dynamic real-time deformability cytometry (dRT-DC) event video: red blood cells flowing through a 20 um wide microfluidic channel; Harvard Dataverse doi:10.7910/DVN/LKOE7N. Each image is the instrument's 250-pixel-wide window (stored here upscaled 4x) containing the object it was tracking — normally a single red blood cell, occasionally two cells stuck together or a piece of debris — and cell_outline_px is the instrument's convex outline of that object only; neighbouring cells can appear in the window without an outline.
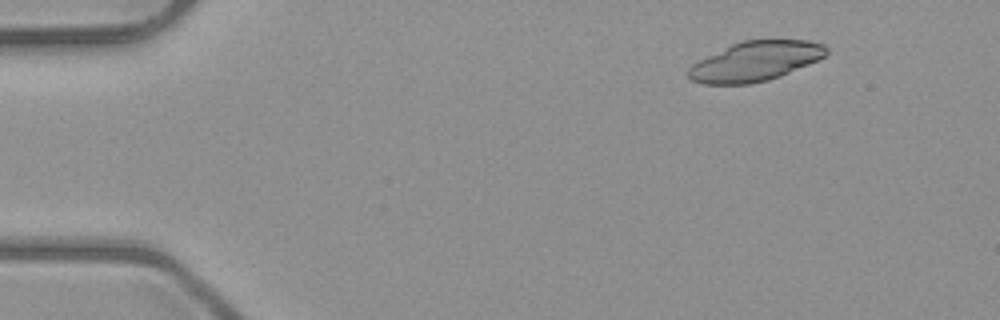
{"species": "common noctule bat (a hibernating species)", "species_latin": "Nyctalus noctula", "temperature_condition": "room temperature", "stored_images_in_passage": 6, "camera_frame_rate_fps": 3000, "um_per_image_px": 0.085, "animal": {"sex": "male", "body_mass_g": 23.1, "forearm_length_mm": 52.7}, "frame": {"image": 1, "passage_image": 1, "time_ms": 0.0, "image_size_px": [1000, 320], "cell_outline_px": [[828, 52], [824, 56], [808, 64], [780, 76], [768, 80], [748, 84], [704, 84], [692, 80], [688, 76], [688, 68], [692, 64], [732, 44], [744, 40], [808, 40], [824, 44], [828, 48]], "centroid_in_image_um": [64.21, 5.21], "position_along_channel_um": 20.8, "area_um2": 31.5}}
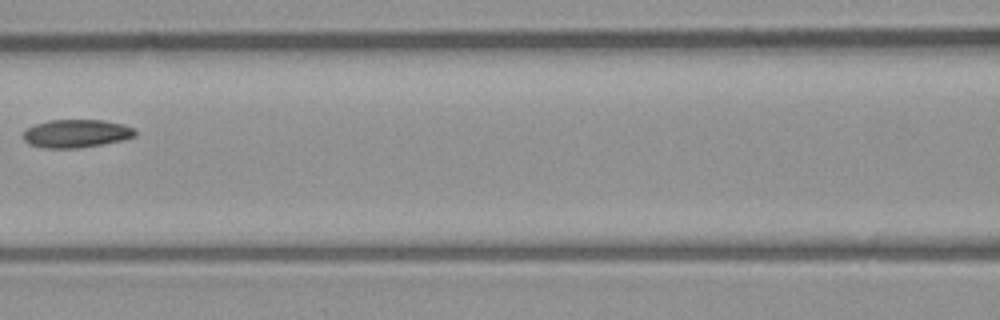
{"frame": {"image": 2, "passage_image": 6, "time_ms": 6.0, "image_size_px": [1000, 320], "cell_outline_px": [[136, 136], [124, 140], [104, 144], [76, 148], [44, 148], [28, 144], [24, 140], [24, 132], [28, 128], [36, 124], [48, 120], [104, 120], [124, 124], [136, 128]], "centroid_in_image_um": [6.54, 11.35], "position_along_channel_um": 160.1, "area_um2": 18.5}}